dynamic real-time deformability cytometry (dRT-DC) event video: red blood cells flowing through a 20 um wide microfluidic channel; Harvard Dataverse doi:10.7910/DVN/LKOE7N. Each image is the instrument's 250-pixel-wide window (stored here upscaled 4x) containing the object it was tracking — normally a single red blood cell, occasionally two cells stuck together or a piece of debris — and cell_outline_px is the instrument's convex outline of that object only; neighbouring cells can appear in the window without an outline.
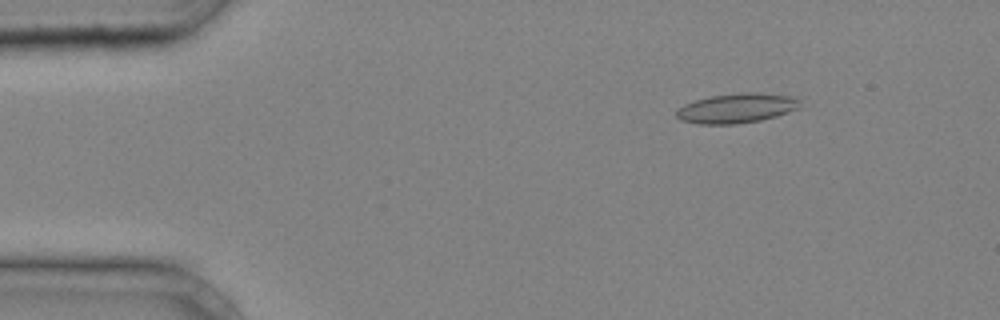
{"species": "common noctule bat (a hibernating species)", "species_latin": "Nyctalus noctula", "temperature_condition": "cold", "stored_images_in_passage": 39, "camera_frame_rate_fps": 3000, "um_per_image_px": 0.085, "animal": {"sex": "male", "body_mass_g": 20.4}, "frame": {"image": 1, "passage_image": 6, "time_ms": 1.667, "image_size_px": [1000, 320], "cell_outline_px": [[800, 108], [776, 116], [760, 120], [736, 124], [696, 124], [680, 120], [676, 116], [676, 112], [684, 104], [696, 100], [712, 96], [740, 92], [756, 92], [788, 96], [800, 100]], "centroid_in_image_um": [62.6, 9.2], "position_along_channel_um": 22.4, "area_um2": 21.27}}
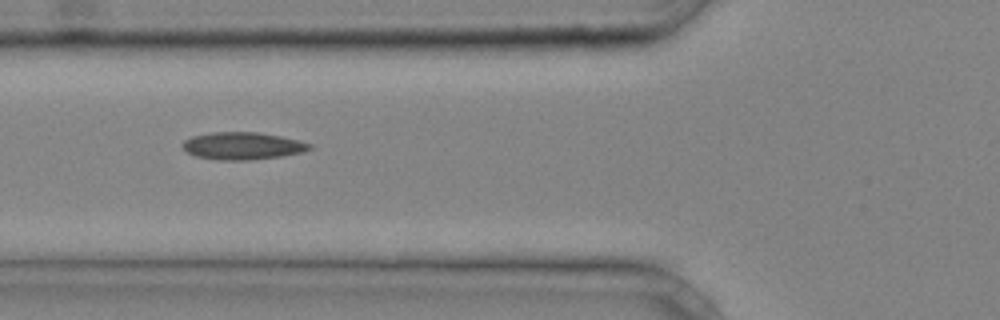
{"frame": {"image": 2, "passage_image": 16, "time_ms": 5.0, "image_size_px": [1000, 320], "cell_outline_px": [[312, 148], [304, 152], [280, 156], [252, 160], [216, 160], [196, 156], [188, 152], [180, 144], [184, 140], [192, 136], [212, 132], [256, 132], [280, 136], [312, 144]], "centroid_in_image_um": [20.6, 12.4], "position_along_channel_um": 105.2, "area_um2": 20.23}}
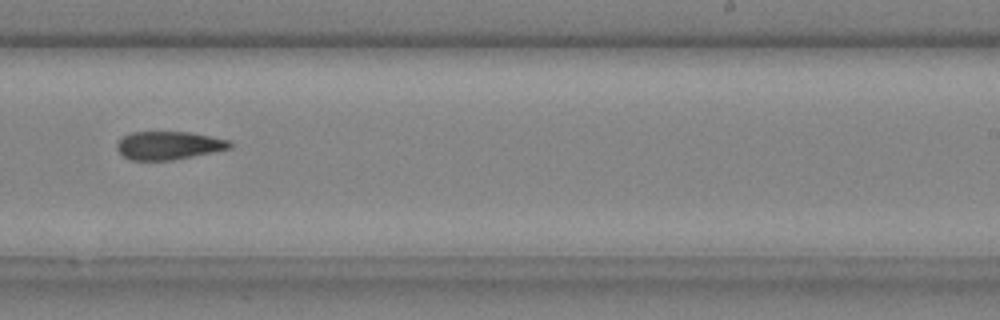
{"frame": {"image": 3, "passage_image": 27, "time_ms": 8.667, "image_size_px": [1000, 320], "cell_outline_px": [[232, 148], [172, 160], [132, 160], [124, 156], [116, 148], [116, 144], [124, 136], [132, 132], [192, 132], [232, 140]], "centroid_in_image_um": [14.38, 12.35], "position_along_channel_um": 274.6, "area_um2": 18.55}}